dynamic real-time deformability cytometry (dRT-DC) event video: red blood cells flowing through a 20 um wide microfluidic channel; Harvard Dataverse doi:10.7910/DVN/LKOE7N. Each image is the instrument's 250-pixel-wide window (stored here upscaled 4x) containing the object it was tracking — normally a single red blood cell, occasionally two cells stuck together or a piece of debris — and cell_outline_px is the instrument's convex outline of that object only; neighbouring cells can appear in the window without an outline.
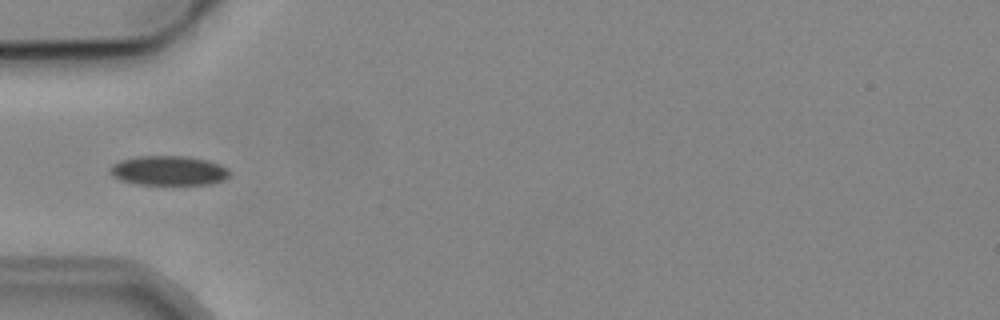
{"species": "common noctule bat (a hibernating species)", "species_latin": "Nyctalus noctula", "temperature_condition": "cold", "stored_images_in_passage": 3, "camera_frame_rate_fps": 3000, "um_per_image_px": 0.085, "animal": {"sex": "male", "body_mass_g": 19.2, "forearm_length_mm": 51.8}, "frame": {"image": 1, "passage_image": 3, "time_ms": 2.333, "image_size_px": [1000, 320], "cell_outline_px": [[232, 172], [224, 180], [212, 184], [136, 184], [120, 180], [112, 176], [108, 172], [108, 168], [112, 164], [120, 160], [136, 156], [188, 156], [208, 160], [220, 164], [228, 168]], "centroid_in_image_um": [14.33, 14.49], "position_along_channel_um": 70.7, "area_um2": 20.92}}